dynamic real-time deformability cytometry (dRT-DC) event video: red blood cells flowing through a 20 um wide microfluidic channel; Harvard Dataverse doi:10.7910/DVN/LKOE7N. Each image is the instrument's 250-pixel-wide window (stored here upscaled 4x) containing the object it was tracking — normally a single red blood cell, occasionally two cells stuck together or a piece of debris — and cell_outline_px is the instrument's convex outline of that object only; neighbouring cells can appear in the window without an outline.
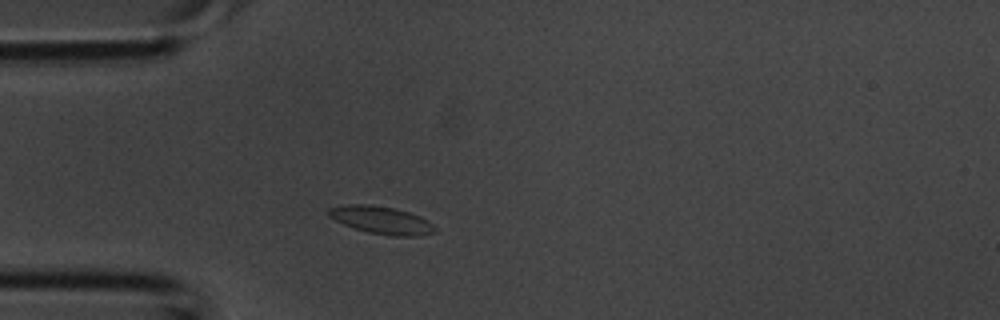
{"species": "common noctule bat (a hibernating species)", "species_latin": "Nyctalus noctula", "temperature_condition": "room temperature", "stored_images_in_passage": 1, "camera_frame_rate_fps": 3000, "um_per_image_px": 0.085, "animal": {"sex": "male", "body_mass_g": 20.1, "forearm_length_mm": 53.5}, "frame": {"image": 1, "passage_image": 1, "time_ms": 0.0, "image_size_px": [1000, 320], "cell_outline_px": [[436, 232], [420, 236], [388, 236], [368, 232], [344, 224], [328, 216], [328, 208], [348, 204], [368, 204], [392, 208], [408, 212], [420, 216], [428, 220], [436, 228]], "centroid_in_image_um": [32.45, 18.72], "position_along_channel_um": 52.6, "area_um2": 17.05}}